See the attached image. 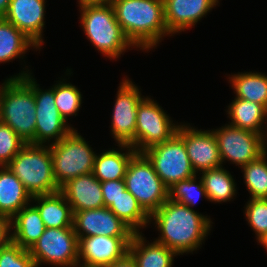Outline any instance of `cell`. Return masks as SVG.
<instances>
[{"instance_id":"1","label":"cell","mask_w":267,"mask_h":267,"mask_svg":"<svg viewBox=\"0 0 267 267\" xmlns=\"http://www.w3.org/2000/svg\"><path fill=\"white\" fill-rule=\"evenodd\" d=\"M151 224L160 233L155 241L179 256L201 249L213 226L210 216L169 199L150 215Z\"/></svg>"},{"instance_id":"2","label":"cell","mask_w":267,"mask_h":267,"mask_svg":"<svg viewBox=\"0 0 267 267\" xmlns=\"http://www.w3.org/2000/svg\"><path fill=\"white\" fill-rule=\"evenodd\" d=\"M116 19L130 42L139 50L150 52L164 37L167 29L163 0H114Z\"/></svg>"},{"instance_id":"3","label":"cell","mask_w":267,"mask_h":267,"mask_svg":"<svg viewBox=\"0 0 267 267\" xmlns=\"http://www.w3.org/2000/svg\"><path fill=\"white\" fill-rule=\"evenodd\" d=\"M24 67L17 75L6 78L0 84V121L25 143L35 144L37 117L33 73L28 66Z\"/></svg>"},{"instance_id":"4","label":"cell","mask_w":267,"mask_h":267,"mask_svg":"<svg viewBox=\"0 0 267 267\" xmlns=\"http://www.w3.org/2000/svg\"><path fill=\"white\" fill-rule=\"evenodd\" d=\"M78 7L80 26L88 41L102 55L116 61L128 52L127 50L136 48L118 23L113 5L95 4Z\"/></svg>"},{"instance_id":"5","label":"cell","mask_w":267,"mask_h":267,"mask_svg":"<svg viewBox=\"0 0 267 267\" xmlns=\"http://www.w3.org/2000/svg\"><path fill=\"white\" fill-rule=\"evenodd\" d=\"M6 166L31 197L60 191L53 175L50 145L26 143Z\"/></svg>"},{"instance_id":"6","label":"cell","mask_w":267,"mask_h":267,"mask_svg":"<svg viewBox=\"0 0 267 267\" xmlns=\"http://www.w3.org/2000/svg\"><path fill=\"white\" fill-rule=\"evenodd\" d=\"M72 129L59 142L50 145L53 175L59 188L80 175L93 173L96 151Z\"/></svg>"},{"instance_id":"7","label":"cell","mask_w":267,"mask_h":267,"mask_svg":"<svg viewBox=\"0 0 267 267\" xmlns=\"http://www.w3.org/2000/svg\"><path fill=\"white\" fill-rule=\"evenodd\" d=\"M124 181L126 189L149 215L168 200V187L143 153L137 152L131 158Z\"/></svg>"},{"instance_id":"8","label":"cell","mask_w":267,"mask_h":267,"mask_svg":"<svg viewBox=\"0 0 267 267\" xmlns=\"http://www.w3.org/2000/svg\"><path fill=\"white\" fill-rule=\"evenodd\" d=\"M79 240L73 226L45 228L37 242L29 249L37 267H78Z\"/></svg>"},{"instance_id":"9","label":"cell","mask_w":267,"mask_h":267,"mask_svg":"<svg viewBox=\"0 0 267 267\" xmlns=\"http://www.w3.org/2000/svg\"><path fill=\"white\" fill-rule=\"evenodd\" d=\"M211 130L218 143L222 166L230 162L241 168L267 151V139L263 135L243 130L229 123Z\"/></svg>"},{"instance_id":"10","label":"cell","mask_w":267,"mask_h":267,"mask_svg":"<svg viewBox=\"0 0 267 267\" xmlns=\"http://www.w3.org/2000/svg\"><path fill=\"white\" fill-rule=\"evenodd\" d=\"M170 115L151 96H146L137 107L136 152L142 153L148 148L170 140L180 125L173 123Z\"/></svg>"},{"instance_id":"11","label":"cell","mask_w":267,"mask_h":267,"mask_svg":"<svg viewBox=\"0 0 267 267\" xmlns=\"http://www.w3.org/2000/svg\"><path fill=\"white\" fill-rule=\"evenodd\" d=\"M152 163L155 172L169 188L175 182L194 177L184 140L176 133L170 140L142 152Z\"/></svg>"},{"instance_id":"12","label":"cell","mask_w":267,"mask_h":267,"mask_svg":"<svg viewBox=\"0 0 267 267\" xmlns=\"http://www.w3.org/2000/svg\"><path fill=\"white\" fill-rule=\"evenodd\" d=\"M135 82L123 77L118 86L112 111L110 133L116 144L136 146L137 107L145 98Z\"/></svg>"},{"instance_id":"13","label":"cell","mask_w":267,"mask_h":267,"mask_svg":"<svg viewBox=\"0 0 267 267\" xmlns=\"http://www.w3.org/2000/svg\"><path fill=\"white\" fill-rule=\"evenodd\" d=\"M33 75V92L36 104L35 145H52L59 142L74 127L60 115L54 97V85L40 88Z\"/></svg>"},{"instance_id":"14","label":"cell","mask_w":267,"mask_h":267,"mask_svg":"<svg viewBox=\"0 0 267 267\" xmlns=\"http://www.w3.org/2000/svg\"><path fill=\"white\" fill-rule=\"evenodd\" d=\"M177 134L184 140L191 166L196 174L222 166L218 143L211 129H198L190 123L181 122Z\"/></svg>"},{"instance_id":"15","label":"cell","mask_w":267,"mask_h":267,"mask_svg":"<svg viewBox=\"0 0 267 267\" xmlns=\"http://www.w3.org/2000/svg\"><path fill=\"white\" fill-rule=\"evenodd\" d=\"M132 237H81L78 244V267H104L121 259Z\"/></svg>"},{"instance_id":"16","label":"cell","mask_w":267,"mask_h":267,"mask_svg":"<svg viewBox=\"0 0 267 267\" xmlns=\"http://www.w3.org/2000/svg\"><path fill=\"white\" fill-rule=\"evenodd\" d=\"M73 229L78 240L98 235L132 237L135 234L107 207L73 212Z\"/></svg>"},{"instance_id":"17","label":"cell","mask_w":267,"mask_h":267,"mask_svg":"<svg viewBox=\"0 0 267 267\" xmlns=\"http://www.w3.org/2000/svg\"><path fill=\"white\" fill-rule=\"evenodd\" d=\"M46 0H10L3 17L30 38L41 50L45 29Z\"/></svg>"},{"instance_id":"18","label":"cell","mask_w":267,"mask_h":267,"mask_svg":"<svg viewBox=\"0 0 267 267\" xmlns=\"http://www.w3.org/2000/svg\"><path fill=\"white\" fill-rule=\"evenodd\" d=\"M164 16L168 32L174 36L190 30L213 8L219 0H163ZM193 26V27H192Z\"/></svg>"},{"instance_id":"19","label":"cell","mask_w":267,"mask_h":267,"mask_svg":"<svg viewBox=\"0 0 267 267\" xmlns=\"http://www.w3.org/2000/svg\"><path fill=\"white\" fill-rule=\"evenodd\" d=\"M73 212L104 207L101 182L93 173L69 180L61 188Z\"/></svg>"},{"instance_id":"20","label":"cell","mask_w":267,"mask_h":267,"mask_svg":"<svg viewBox=\"0 0 267 267\" xmlns=\"http://www.w3.org/2000/svg\"><path fill=\"white\" fill-rule=\"evenodd\" d=\"M227 106L228 123L263 135L267 139V109L256 102L234 97Z\"/></svg>"},{"instance_id":"21","label":"cell","mask_w":267,"mask_h":267,"mask_svg":"<svg viewBox=\"0 0 267 267\" xmlns=\"http://www.w3.org/2000/svg\"><path fill=\"white\" fill-rule=\"evenodd\" d=\"M118 148H109L96 154L93 174L100 181L121 180L131 158L137 153L130 145L118 144Z\"/></svg>"},{"instance_id":"22","label":"cell","mask_w":267,"mask_h":267,"mask_svg":"<svg viewBox=\"0 0 267 267\" xmlns=\"http://www.w3.org/2000/svg\"><path fill=\"white\" fill-rule=\"evenodd\" d=\"M144 233H135L128 246V252L132 255L138 267H172L174 258L178 254L167 248L164 244L147 242ZM147 242V243H146Z\"/></svg>"},{"instance_id":"23","label":"cell","mask_w":267,"mask_h":267,"mask_svg":"<svg viewBox=\"0 0 267 267\" xmlns=\"http://www.w3.org/2000/svg\"><path fill=\"white\" fill-rule=\"evenodd\" d=\"M31 199L18 177L7 166H0V215L12 219Z\"/></svg>"},{"instance_id":"24","label":"cell","mask_w":267,"mask_h":267,"mask_svg":"<svg viewBox=\"0 0 267 267\" xmlns=\"http://www.w3.org/2000/svg\"><path fill=\"white\" fill-rule=\"evenodd\" d=\"M45 226L32 202L11 219V241L29 250L43 234Z\"/></svg>"},{"instance_id":"25","label":"cell","mask_w":267,"mask_h":267,"mask_svg":"<svg viewBox=\"0 0 267 267\" xmlns=\"http://www.w3.org/2000/svg\"><path fill=\"white\" fill-rule=\"evenodd\" d=\"M31 202L39 211L45 228L73 226V211L60 191L49 195L33 196Z\"/></svg>"},{"instance_id":"26","label":"cell","mask_w":267,"mask_h":267,"mask_svg":"<svg viewBox=\"0 0 267 267\" xmlns=\"http://www.w3.org/2000/svg\"><path fill=\"white\" fill-rule=\"evenodd\" d=\"M236 98L256 102L267 109V75L262 72H238L227 74Z\"/></svg>"},{"instance_id":"27","label":"cell","mask_w":267,"mask_h":267,"mask_svg":"<svg viewBox=\"0 0 267 267\" xmlns=\"http://www.w3.org/2000/svg\"><path fill=\"white\" fill-rule=\"evenodd\" d=\"M40 48L12 23L0 18V64L23 59L28 50Z\"/></svg>"},{"instance_id":"28","label":"cell","mask_w":267,"mask_h":267,"mask_svg":"<svg viewBox=\"0 0 267 267\" xmlns=\"http://www.w3.org/2000/svg\"><path fill=\"white\" fill-rule=\"evenodd\" d=\"M198 175L203 180L208 201L212 203H226L237 196V183L234 176L224 168V165L210 170H204ZM233 199V200H232Z\"/></svg>"},{"instance_id":"29","label":"cell","mask_w":267,"mask_h":267,"mask_svg":"<svg viewBox=\"0 0 267 267\" xmlns=\"http://www.w3.org/2000/svg\"><path fill=\"white\" fill-rule=\"evenodd\" d=\"M108 208L135 233L149 225L150 215L127 189Z\"/></svg>"},{"instance_id":"30","label":"cell","mask_w":267,"mask_h":267,"mask_svg":"<svg viewBox=\"0 0 267 267\" xmlns=\"http://www.w3.org/2000/svg\"><path fill=\"white\" fill-rule=\"evenodd\" d=\"M241 168L249 199H267V151Z\"/></svg>"},{"instance_id":"31","label":"cell","mask_w":267,"mask_h":267,"mask_svg":"<svg viewBox=\"0 0 267 267\" xmlns=\"http://www.w3.org/2000/svg\"><path fill=\"white\" fill-rule=\"evenodd\" d=\"M63 77L54 84L55 105L62 118L69 124V117H76L81 110L83 96L77 86L66 82L65 76Z\"/></svg>"},{"instance_id":"32","label":"cell","mask_w":267,"mask_h":267,"mask_svg":"<svg viewBox=\"0 0 267 267\" xmlns=\"http://www.w3.org/2000/svg\"><path fill=\"white\" fill-rule=\"evenodd\" d=\"M194 177L175 182L168 188V199L193 209L200 198L208 201L202 178ZM199 179V180H198Z\"/></svg>"},{"instance_id":"33","label":"cell","mask_w":267,"mask_h":267,"mask_svg":"<svg viewBox=\"0 0 267 267\" xmlns=\"http://www.w3.org/2000/svg\"><path fill=\"white\" fill-rule=\"evenodd\" d=\"M243 213L260 245L267 238V199H249Z\"/></svg>"},{"instance_id":"34","label":"cell","mask_w":267,"mask_h":267,"mask_svg":"<svg viewBox=\"0 0 267 267\" xmlns=\"http://www.w3.org/2000/svg\"><path fill=\"white\" fill-rule=\"evenodd\" d=\"M26 143L0 121V166H6Z\"/></svg>"},{"instance_id":"35","label":"cell","mask_w":267,"mask_h":267,"mask_svg":"<svg viewBox=\"0 0 267 267\" xmlns=\"http://www.w3.org/2000/svg\"><path fill=\"white\" fill-rule=\"evenodd\" d=\"M0 267H37L29 250L10 241L0 251Z\"/></svg>"},{"instance_id":"36","label":"cell","mask_w":267,"mask_h":267,"mask_svg":"<svg viewBox=\"0 0 267 267\" xmlns=\"http://www.w3.org/2000/svg\"><path fill=\"white\" fill-rule=\"evenodd\" d=\"M104 207H109L126 190L124 179L101 182Z\"/></svg>"},{"instance_id":"37","label":"cell","mask_w":267,"mask_h":267,"mask_svg":"<svg viewBox=\"0 0 267 267\" xmlns=\"http://www.w3.org/2000/svg\"><path fill=\"white\" fill-rule=\"evenodd\" d=\"M11 241V219L0 215V251Z\"/></svg>"},{"instance_id":"38","label":"cell","mask_w":267,"mask_h":267,"mask_svg":"<svg viewBox=\"0 0 267 267\" xmlns=\"http://www.w3.org/2000/svg\"><path fill=\"white\" fill-rule=\"evenodd\" d=\"M104 267H138L132 255L127 252L121 259Z\"/></svg>"},{"instance_id":"39","label":"cell","mask_w":267,"mask_h":267,"mask_svg":"<svg viewBox=\"0 0 267 267\" xmlns=\"http://www.w3.org/2000/svg\"><path fill=\"white\" fill-rule=\"evenodd\" d=\"M78 6L83 5H95V4H104V5H112L114 0H77Z\"/></svg>"},{"instance_id":"40","label":"cell","mask_w":267,"mask_h":267,"mask_svg":"<svg viewBox=\"0 0 267 267\" xmlns=\"http://www.w3.org/2000/svg\"><path fill=\"white\" fill-rule=\"evenodd\" d=\"M10 0H0V18H3L8 11Z\"/></svg>"},{"instance_id":"41","label":"cell","mask_w":267,"mask_h":267,"mask_svg":"<svg viewBox=\"0 0 267 267\" xmlns=\"http://www.w3.org/2000/svg\"><path fill=\"white\" fill-rule=\"evenodd\" d=\"M260 245L263 246L267 252V241H263Z\"/></svg>"}]
</instances>
